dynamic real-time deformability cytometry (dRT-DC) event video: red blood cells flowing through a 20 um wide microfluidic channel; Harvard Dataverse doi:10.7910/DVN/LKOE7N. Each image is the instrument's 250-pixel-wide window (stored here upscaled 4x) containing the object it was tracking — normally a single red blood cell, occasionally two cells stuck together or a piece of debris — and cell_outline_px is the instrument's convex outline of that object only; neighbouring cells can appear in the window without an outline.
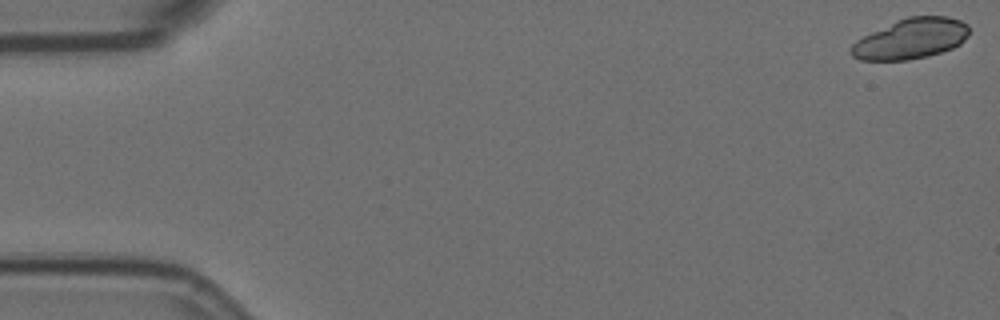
{"species": "Egyptian fruit bat (a non-hibernating species)", "species_latin": "Rousettus aegyptiacus", "temperature_condition": "room temperature", "stored_images_in_passage": 6, "camera_frame_rate_fps": 3000, "um_per_image_px": 0.085, "animal": {"sex": "female"}, "frame": {"image": 1, "passage_image": 1, "time_ms": 0.0, "image_size_px": [1000, 320], "cell_outline_px": [[968, 36], [960, 44], [952, 48], [928, 56], [908, 60], [860, 60], [852, 56], [848, 52], [852, 44], [856, 40], [896, 20], [908, 16], [948, 16], [960, 20], [968, 24]], "centroid_in_image_um": [77.42, 3.29], "position_along_channel_um": 7.6, "area_um2": 27.8}}